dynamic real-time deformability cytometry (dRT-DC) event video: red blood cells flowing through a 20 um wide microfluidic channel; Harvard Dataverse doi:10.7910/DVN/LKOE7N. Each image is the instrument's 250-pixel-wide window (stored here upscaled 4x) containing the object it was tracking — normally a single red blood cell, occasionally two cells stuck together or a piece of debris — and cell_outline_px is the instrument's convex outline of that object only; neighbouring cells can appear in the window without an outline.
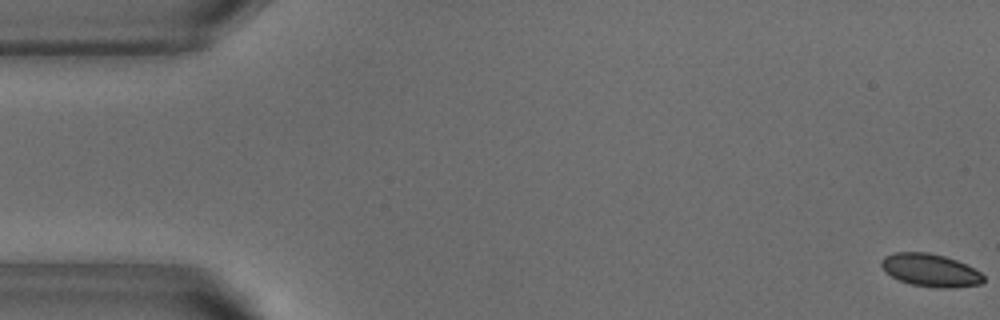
{"species": "common noctule bat (a hibernating species)", "species_latin": "Nyctalus noctula", "temperature_condition": "warm", "stored_images_in_passage": 53, "camera_frame_rate_fps": 3000, "um_per_image_px": 0.085, "animal": {"sex": "male", "body_mass_g": 18.8}, "frame": {"image": 1, "passage_image": 1, "time_ms": 0.0, "image_size_px": [1000, 320], "cell_outline_px": [[984, 280], [980, 284], [952, 288], [936, 288], [912, 284], [900, 280], [884, 272], [880, 264], [880, 260], [884, 256], [892, 252], [928, 252], [944, 256], [956, 260], [980, 272], [984, 276]], "centroid_in_image_um": [79.04, 22.96], "position_along_channel_um": 6.0, "area_um2": 19.54}}
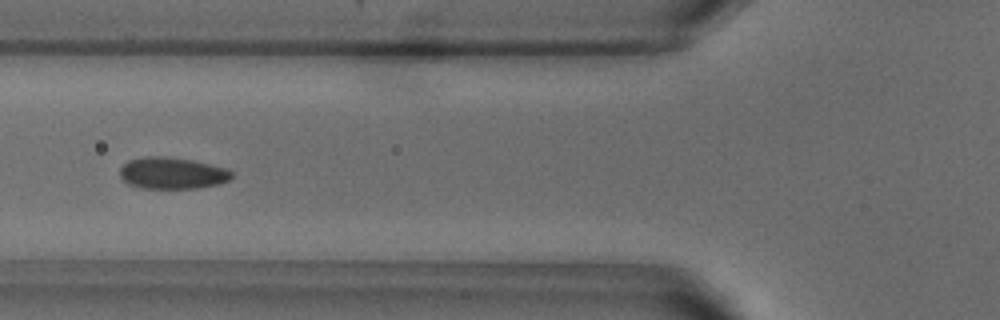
{"frame": {"image": 2, "passage_image": 20, "time_ms": 6.333, "image_size_px": [1000, 320], "cell_outline_px": [[232, 176], [228, 180], [220, 184], [196, 188], [140, 188], [128, 184], [120, 176], [120, 168], [128, 160], [144, 156], [164, 156], [192, 160], [224, 168], [232, 172]], "centroid_in_image_um": [14.6, 14.71], "position_along_channel_um": 111.2, "area_um2": 20.52}}
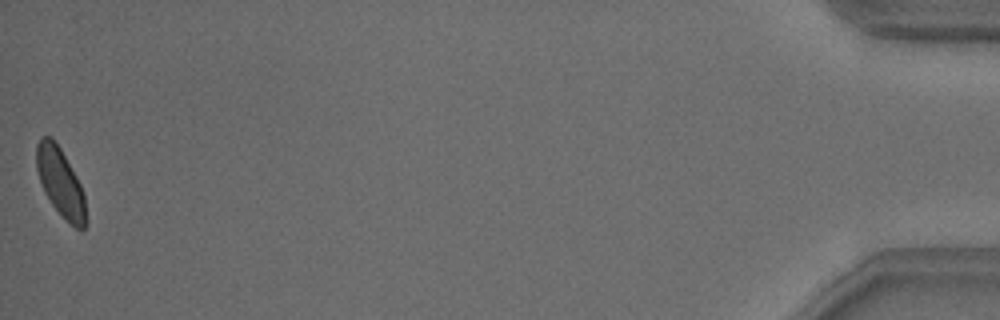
{"frame": {"image": 3, "passage_image": 53, "time_ms": 17.333, "image_size_px": [1000, 320], "cell_outline_px": [[88, 224], [84, 228], [76, 228], [52, 204], [44, 192], [36, 168], [36, 144], [40, 136], [52, 136], [60, 148], [76, 176], [80, 184], [84, 196], [88, 220]], "centroid_in_image_um": [5.14, 15.47], "position_along_channel_um": 430.1, "area_um2": 19.54}, "authors_computed_cell_mechanics": {"area_um2": 20.2878, "velocity_mm_per_s": 3.8109, "shape_relaxation_time_tau1_ms": 3.2972, "shape_relaxation_time_tau2_ms": 4.6768, "deformation_change_tau1": 0.0913, "deformation_change_tau2": 0.0691}}